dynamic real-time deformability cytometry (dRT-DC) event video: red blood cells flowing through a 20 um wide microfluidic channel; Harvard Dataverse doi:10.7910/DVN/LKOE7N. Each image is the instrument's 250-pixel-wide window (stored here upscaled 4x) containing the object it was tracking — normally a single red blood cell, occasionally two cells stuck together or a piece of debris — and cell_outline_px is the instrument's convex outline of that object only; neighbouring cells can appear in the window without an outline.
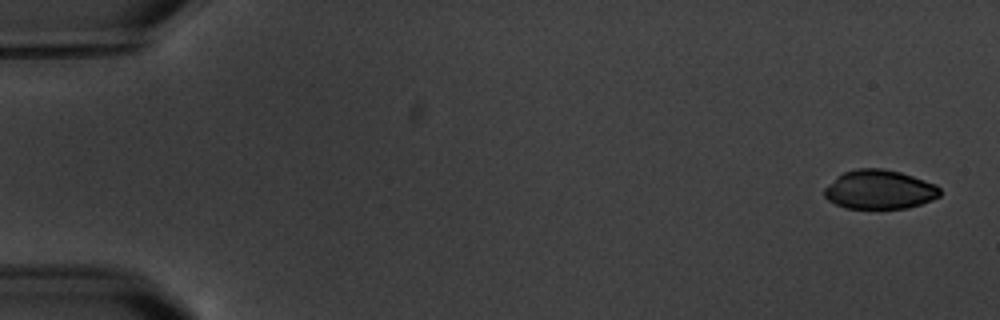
{"species": "common noctule bat (a hibernating species)", "species_latin": "Nyctalus noctula", "temperature_condition": "warm", "stored_images_in_passage": 6, "camera_frame_rate_fps": 3000, "um_per_image_px": 0.085, "animal": {"sex": "male", "body_mass_g": 20.1, "forearm_length_mm": 53.5}, "frame": {"image": 1, "passage_image": 1, "time_ms": 0.0, "image_size_px": [1000, 320], "cell_outline_px": [[940, 196], [920, 204], [908, 208], [848, 208], [836, 204], [828, 200], [824, 196], [824, 188], [836, 176], [844, 172], [856, 168], [880, 168], [900, 172], [936, 184], [940, 188]], "centroid_in_image_um": [74.73, 16.1], "position_along_channel_um": 10.3, "area_um2": 26.24}}
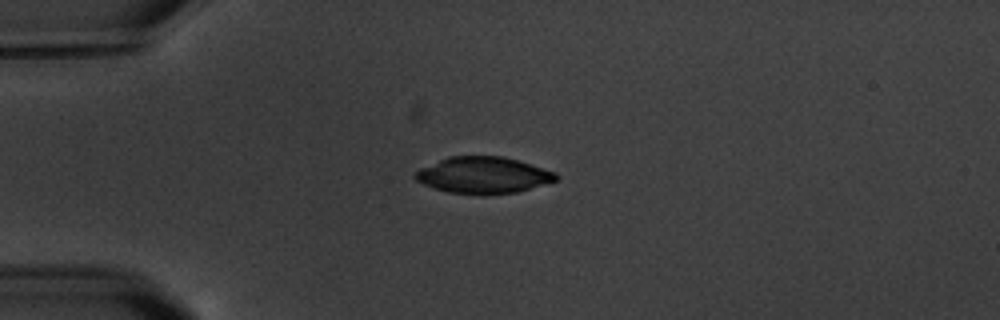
{"frame": {"image": 2, "passage_image": 4, "time_ms": 4.333, "image_size_px": [1000, 320], "cell_outline_px": [[560, 180], [516, 192], [484, 196], [448, 192], [432, 188], [416, 180], [412, 176], [412, 172], [420, 168], [448, 156], [504, 156], [556, 172], [560, 176]], "centroid_in_image_um": [41.07, 14.9], "position_along_channel_um": 43.9, "area_um2": 30.46}}